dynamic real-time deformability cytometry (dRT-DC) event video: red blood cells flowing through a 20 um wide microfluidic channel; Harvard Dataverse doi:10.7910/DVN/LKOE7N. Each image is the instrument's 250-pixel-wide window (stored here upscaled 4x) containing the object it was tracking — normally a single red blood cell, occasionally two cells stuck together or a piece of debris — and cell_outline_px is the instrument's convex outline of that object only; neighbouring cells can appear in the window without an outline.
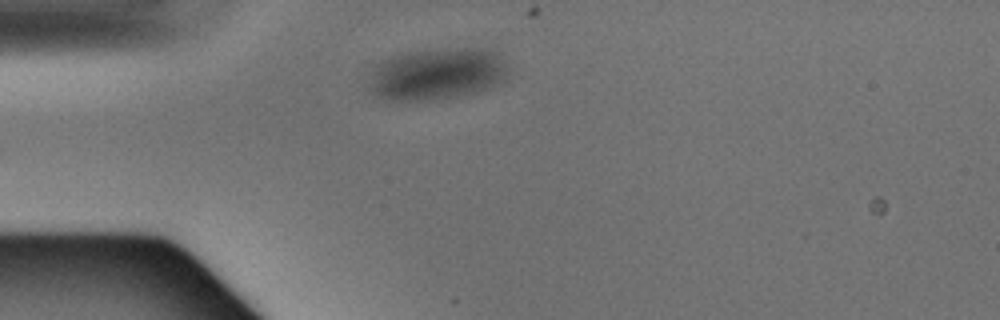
{"species": "Egyptian fruit bat (a non-hibernating species)", "species_latin": "Rousettus aegyptiacus", "temperature_condition": "warm", "stored_images_in_passage": 5, "camera_frame_rate_fps": 3000, "um_per_image_px": 0.085, "animal": {"sex": "male"}, "frame": {"image": 1, "passage_image": 5, "time_ms": 1.333, "image_size_px": [1000, 320], "cell_outline_px": [[508, 68], [504, 80], [488, 88], [476, 92], [436, 100], [388, 100], [376, 96], [368, 84], [372, 68], [396, 56], [412, 52], [460, 48], [484, 48], [492, 52]], "centroid_in_image_um": [37.12, 6.32], "position_along_channel_um": 47.9, "area_um2": 41.1}}